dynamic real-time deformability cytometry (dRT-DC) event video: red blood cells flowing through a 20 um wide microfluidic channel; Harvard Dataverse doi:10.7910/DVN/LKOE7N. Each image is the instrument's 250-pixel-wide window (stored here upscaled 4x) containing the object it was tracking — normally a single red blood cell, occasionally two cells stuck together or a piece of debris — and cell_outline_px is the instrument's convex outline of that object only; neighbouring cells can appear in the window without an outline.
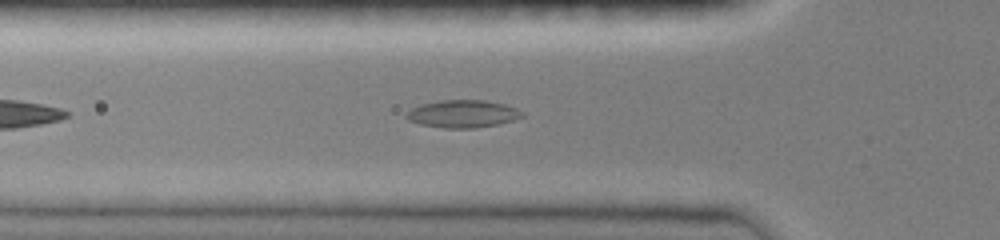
{"species": "common noctule bat (a hibernating species)", "species_latin": "Nyctalus noctula", "temperature_condition": "room temperature", "stored_images_in_passage": 38, "camera_frame_rate_fps": 3000, "um_per_image_px": 0.085, "animal": {"sex": "female", "body_mass_g": 19.0, "forearm_length_mm": 51.5}, "frame": {"image": 1, "passage_image": 6, "time_ms": 1.667, "image_size_px": [1000, 240], "cell_outline_px": [[524, 116], [512, 120], [496, 124], [472, 128], [444, 128], [420, 124], [408, 120], [404, 116], [404, 112], [420, 104], [440, 100], [484, 100], [504, 104], [516, 108], [524, 112]], "centroid_in_image_um": [39.28, 9.67], "position_along_channel_um": 86.5, "area_um2": 18.61}}
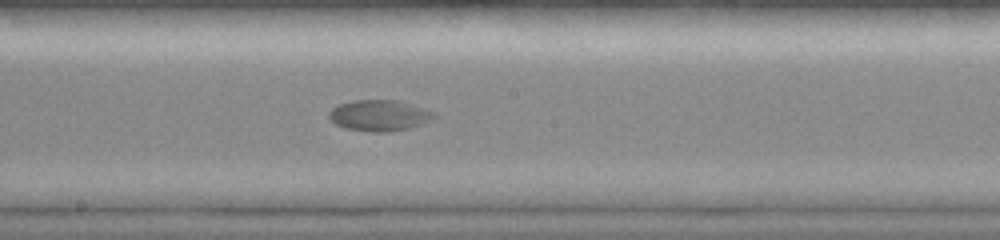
{"frame": {"image": 2, "passage_image": 16, "time_ms": 5.0, "image_size_px": [1000, 240], "cell_outline_px": [[436, 116], [432, 120], [408, 128], [388, 132], [372, 132], [344, 128], [336, 124], [328, 116], [328, 112], [332, 108], [340, 104], [352, 100], [396, 100], [424, 108], [436, 112]], "centroid_in_image_um": [32.24, 9.81], "position_along_channel_um": 216.0, "area_um2": 18.96}}
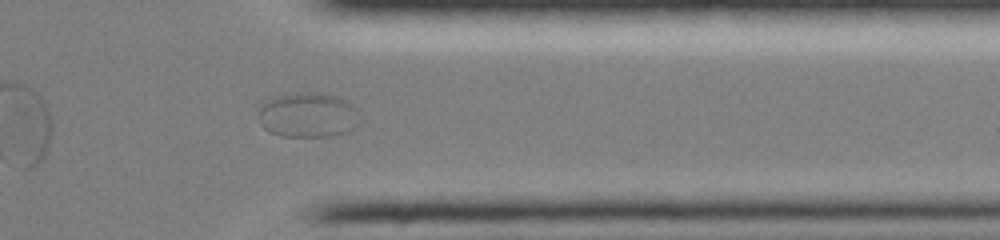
{"frame": {"image": 3, "passage_image": 29, "time_ms": 9.333, "image_size_px": [1000, 240], "cell_outline_px": [[360, 124], [352, 132], [328, 136], [280, 136], [268, 132], [260, 124], [260, 108], [264, 100], [276, 96], [296, 92], [316, 92], [336, 96], [352, 104], [356, 108], [360, 120]], "centroid_in_image_um": [26.2, 9.78], "position_along_channel_um": 385.2, "area_um2": 26.93}}